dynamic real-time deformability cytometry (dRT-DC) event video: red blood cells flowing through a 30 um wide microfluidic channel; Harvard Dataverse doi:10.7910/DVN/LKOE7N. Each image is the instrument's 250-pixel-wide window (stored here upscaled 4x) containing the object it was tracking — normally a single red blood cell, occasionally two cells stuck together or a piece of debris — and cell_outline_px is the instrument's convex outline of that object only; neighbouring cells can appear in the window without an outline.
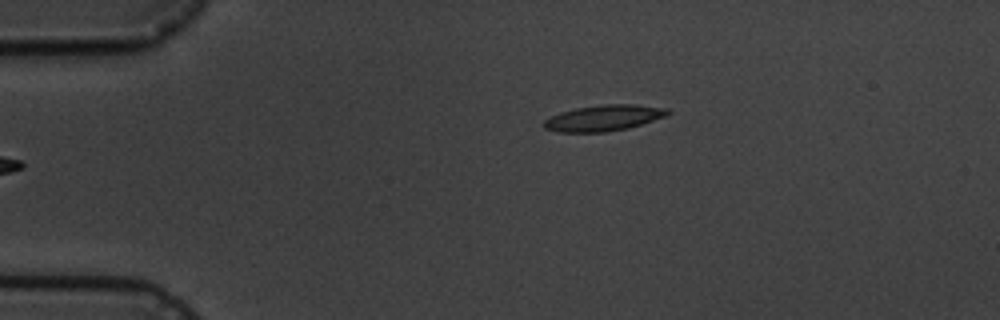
{"species": "common noctule bat (a hibernating species)", "species_latin": "Nyctalus noctula", "temperature_condition": "cold", "stored_images_in_passage": 2, "camera_frame_rate_fps": 3000, "um_per_image_px": 0.085, "animal": {"sex": "male", "body_mass_g": 19.5, "forearm_length_mm": 54.6}, "frame": {"image": 1, "passage_image": 2, "time_ms": 1.333, "image_size_px": [1000, 320], "cell_outline_px": [[672, 112], [668, 116], [628, 128], [604, 132], [556, 132], [544, 128], [544, 120], [560, 112], [576, 108], [604, 104], [636, 104], [668, 108]], "centroid_in_image_um": [51.36, 10.02], "position_along_channel_um": 33.6, "area_um2": 18.84}}